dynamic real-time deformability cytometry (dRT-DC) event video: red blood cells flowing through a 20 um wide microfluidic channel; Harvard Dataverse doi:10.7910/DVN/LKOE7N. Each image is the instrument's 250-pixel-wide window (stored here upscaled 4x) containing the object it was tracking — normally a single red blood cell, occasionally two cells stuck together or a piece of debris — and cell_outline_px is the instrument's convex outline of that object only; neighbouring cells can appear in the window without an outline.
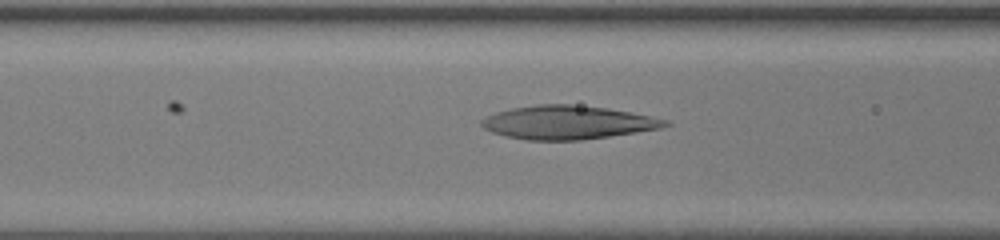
{"species": "human", "species_latin": "Homo sapiens", "temperature_condition": "room temperature", "stored_images_in_passage": 33, "camera_frame_rate_fps": 3000, "um_per_image_px": 0.085, "donor": {"sex": "female"}, "frame": {"image": 1, "passage_image": 7, "time_ms": 2.0, "image_size_px": [1000, 240], "cell_outline_px": [[672, 124], [660, 128], [636, 132], [580, 140], [528, 140], [504, 136], [492, 132], [484, 128], [480, 124], [480, 120], [496, 112], [512, 108], [536, 104], [568, 104], [604, 108], [628, 112], [668, 120]], "centroid_in_image_um": [48.21, 10.41], "position_along_channel_um": 118.4, "area_um2": 35.55}}
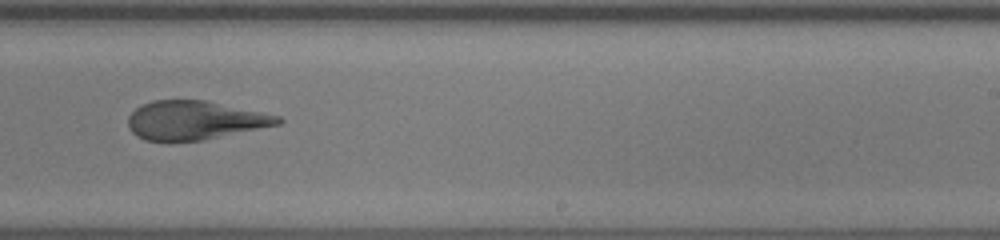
{"frame": {"image": 2, "passage_image": 17, "time_ms": 5.333, "image_size_px": [1000, 240], "cell_outline_px": [[284, 120], [280, 124], [204, 140], [168, 144], [144, 140], [136, 136], [128, 128], [128, 116], [140, 104], [152, 100], [204, 100], [280, 116]], "centroid_in_image_um": [16.48, 10.26], "position_along_channel_um": 272.5, "area_um2": 34.51}}
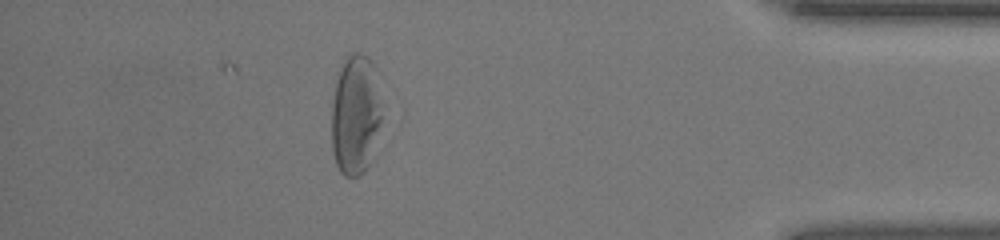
{"frame": {"image": 3, "passage_image": 28, "time_ms": 9.0, "image_size_px": [1000, 240], "cell_outline_px": [[380, 124], [368, 164], [364, 172], [360, 176], [344, 176], [340, 172], [336, 164], [332, 152], [332, 104], [336, 80], [340, 68], [344, 60], [348, 56], [356, 52], [360, 52], [368, 56], [372, 60], [376, 68], [380, 116]], "centroid_in_image_um": [30.19, 9.73], "position_along_channel_um": 405.0, "area_um2": 34.91}}